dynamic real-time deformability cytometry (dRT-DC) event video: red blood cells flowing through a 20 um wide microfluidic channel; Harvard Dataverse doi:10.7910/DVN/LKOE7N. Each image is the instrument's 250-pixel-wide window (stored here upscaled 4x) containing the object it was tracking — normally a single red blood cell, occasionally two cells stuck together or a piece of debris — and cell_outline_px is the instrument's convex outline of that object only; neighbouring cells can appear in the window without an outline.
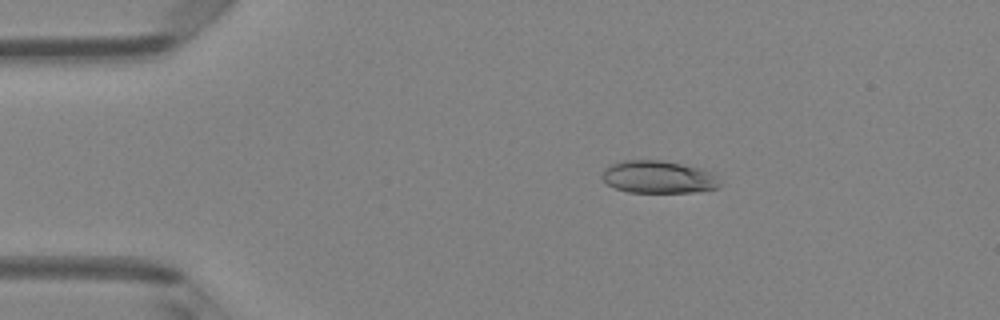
{"species": "Egyptian fruit bat (a non-hibernating species)", "species_latin": "Rousettus aegyptiacus", "temperature_condition": "room temperature", "stored_images_in_passage": 4, "camera_frame_rate_fps": 3000, "um_per_image_px": 0.085, "animal": {"sex": "female"}, "frame": {"image": 1, "passage_image": 3, "time_ms": 2.667, "image_size_px": [1000, 320], "cell_outline_px": [[724, 184], [716, 188], [692, 192], [628, 192], [616, 188], [608, 184], [600, 176], [604, 168], [620, 160], [660, 160], [700, 168], [712, 172]], "centroid_in_image_um": [55.96, 15.04], "position_along_channel_um": 29.0, "area_um2": 22.37}}